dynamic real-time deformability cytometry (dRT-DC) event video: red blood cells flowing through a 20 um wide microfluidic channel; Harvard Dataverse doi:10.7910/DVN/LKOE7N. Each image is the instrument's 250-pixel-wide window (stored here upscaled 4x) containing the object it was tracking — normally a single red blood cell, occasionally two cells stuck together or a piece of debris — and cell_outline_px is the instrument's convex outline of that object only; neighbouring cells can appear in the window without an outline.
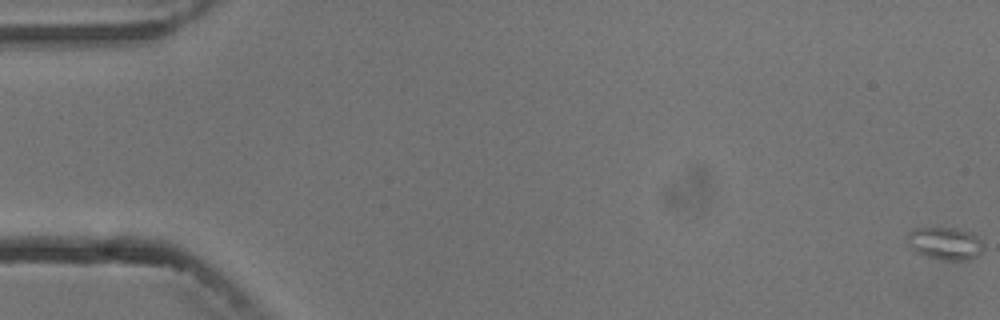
{"species": "common noctule bat (a hibernating species)", "species_latin": "Nyctalus noctula", "temperature_condition": "cold", "stored_images_in_passage": 10, "camera_frame_rate_fps": 3000, "um_per_image_px": 0.085, "animal": {"sex": "male", "body_mass_g": 13.3}, "frame": {"image": 1, "passage_image": 1, "time_ms": 0.0, "image_size_px": [1000, 320], "cell_outline_px": [[984, 252], [980, 256], [968, 260], [944, 260], [928, 256], [916, 252], [908, 244], [904, 236], [912, 228], [956, 228], [972, 232], [984, 244]], "centroid_in_image_um": [80.35, 20.69], "position_along_channel_um": 4.6, "area_um2": 14.8}}
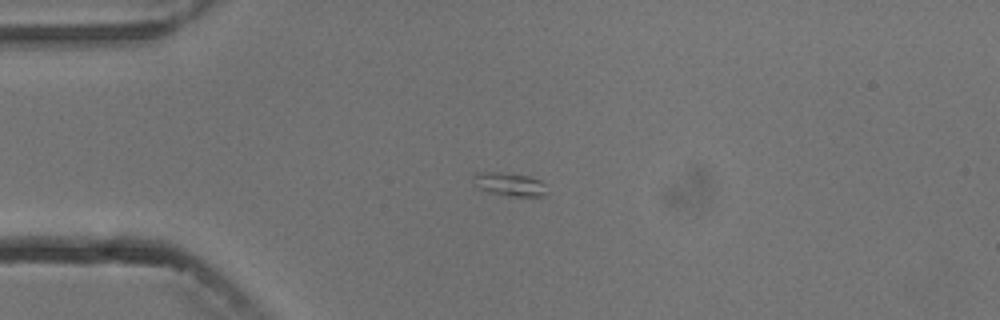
{"frame": {"image": 2, "passage_image": 5, "time_ms": 4.667, "image_size_px": [1000, 320], "cell_outline_px": [[544, 196], [508, 196], [488, 192], [476, 188], [472, 184], [472, 176], [476, 172], [500, 172], [532, 176], [540, 180], [544, 184]], "centroid_in_image_um": [43.21, 15.65], "position_along_channel_um": 41.8, "area_um2": 10.23}}